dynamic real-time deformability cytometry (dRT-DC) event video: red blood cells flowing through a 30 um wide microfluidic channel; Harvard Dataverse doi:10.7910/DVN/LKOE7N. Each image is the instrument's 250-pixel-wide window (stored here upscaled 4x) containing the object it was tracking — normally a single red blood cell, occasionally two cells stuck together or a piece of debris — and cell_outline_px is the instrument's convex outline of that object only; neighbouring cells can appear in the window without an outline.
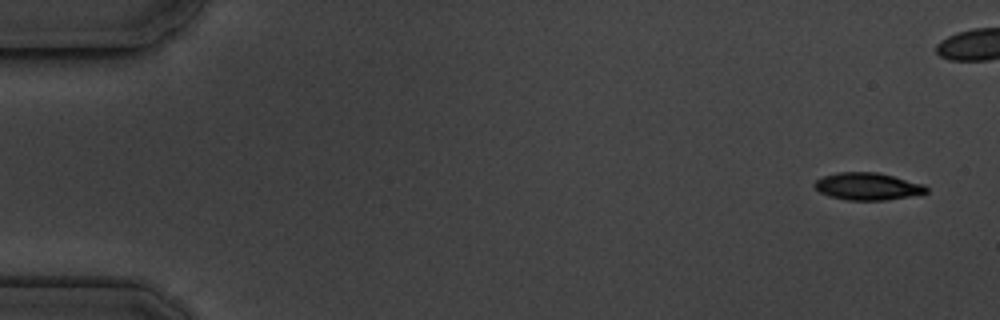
{"species": "common noctule bat (a hibernating species)", "species_latin": "Nyctalus noctula", "temperature_condition": "cold", "stored_images_in_passage": 6, "camera_frame_rate_fps": 3000, "um_per_image_px": 0.085, "animal": {"sex": "male", "body_mass_g": 19.5, "forearm_length_mm": 54.6}, "frame": {"image": 1, "passage_image": 1, "time_ms": 0.0, "image_size_px": [1000, 320], "cell_outline_px": [[928, 192], [908, 196], [884, 200], [848, 200], [828, 196], [820, 192], [812, 184], [816, 180], [824, 176], [840, 172], [876, 172], [924, 184], [928, 188]], "centroid_in_image_um": [73.72, 15.84], "position_along_channel_um": 11.3, "area_um2": 17.57}}